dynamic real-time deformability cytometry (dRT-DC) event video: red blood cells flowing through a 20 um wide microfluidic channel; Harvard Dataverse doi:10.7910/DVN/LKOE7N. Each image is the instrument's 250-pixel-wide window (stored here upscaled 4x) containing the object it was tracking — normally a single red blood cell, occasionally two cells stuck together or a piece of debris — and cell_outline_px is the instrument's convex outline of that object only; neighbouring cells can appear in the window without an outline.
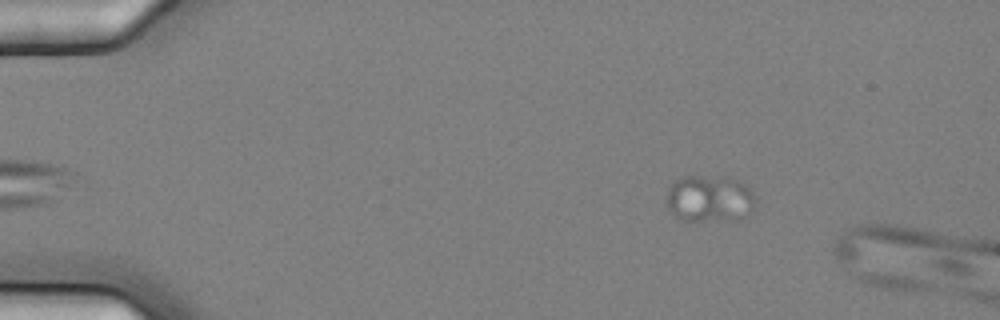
{"species": "common noctule bat (a hibernating species)", "species_latin": "Nyctalus noctula", "temperature_condition": "cold", "stored_images_in_passage": 2, "camera_frame_rate_fps": 3000, "um_per_image_px": 0.085, "animal": {"sex": "female", "body_mass_g": 25.1}, "frame": {"image": 1, "passage_image": 1, "time_ms": 0.0, "image_size_px": [1000, 320], "cell_outline_px": [[756, 204], [748, 216], [736, 220], [688, 224], [676, 216], [668, 208], [668, 192], [672, 184], [676, 180], [684, 176], [724, 176], [736, 180], [744, 184], [756, 196]], "centroid_in_image_um": [60.35, 16.95], "position_along_channel_um": 24.7, "area_um2": 25.09}}